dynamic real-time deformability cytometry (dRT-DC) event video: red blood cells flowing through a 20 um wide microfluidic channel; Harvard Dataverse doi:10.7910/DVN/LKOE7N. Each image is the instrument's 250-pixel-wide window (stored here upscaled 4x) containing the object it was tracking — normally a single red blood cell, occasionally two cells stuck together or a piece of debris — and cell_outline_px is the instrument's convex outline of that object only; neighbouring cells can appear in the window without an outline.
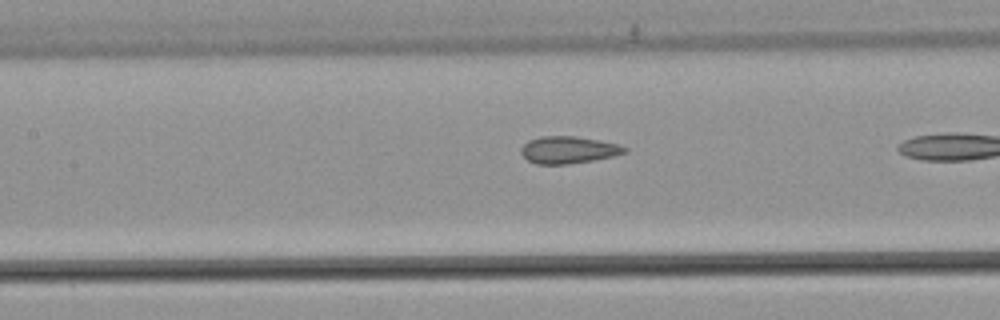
{"species": "common noctule bat (a hibernating species)", "species_latin": "Nyctalus noctula", "temperature_condition": "warm", "stored_images_in_passage": 23, "camera_frame_rate_fps": 3000, "um_per_image_px": 0.085, "animal": {"sex": "male", "body_mass_g": 21.5, "forearm_length_mm": 52.0}, "frame": {"image": 1, "passage_image": 14, "time_ms": 4.333, "image_size_px": [1000, 320], "cell_outline_px": [[628, 152], [612, 156], [592, 160], [568, 164], [536, 164], [528, 160], [520, 152], [520, 148], [528, 140], [540, 136], [576, 136], [600, 140], [620, 144], [628, 148]], "centroid_in_image_um": [48.32, 12.73], "position_along_channel_um": 159.1, "area_um2": 16.47}}
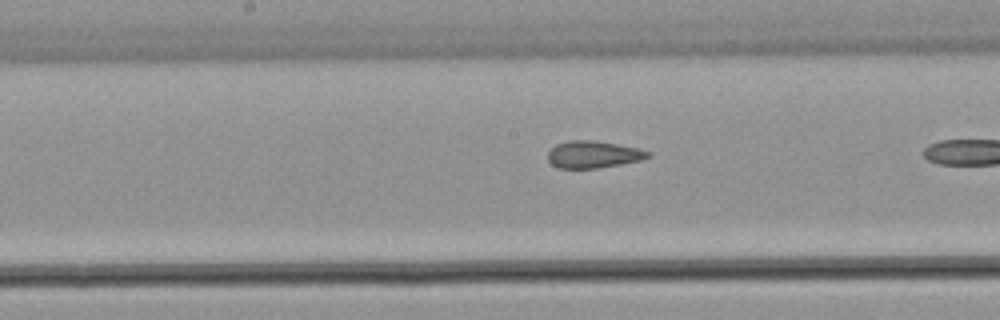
{"frame": {"image": 2, "passage_image": 17, "time_ms": 5.333, "image_size_px": [1000, 320], "cell_outline_px": [[652, 156], [640, 160], [620, 164], [596, 168], [560, 168], [552, 164], [548, 160], [548, 152], [556, 144], [568, 140], [592, 140], [616, 144], [636, 148], [652, 152]], "centroid_in_image_um": [50.43, 13.12], "position_along_channel_um": 197.8, "area_um2": 15.66}}